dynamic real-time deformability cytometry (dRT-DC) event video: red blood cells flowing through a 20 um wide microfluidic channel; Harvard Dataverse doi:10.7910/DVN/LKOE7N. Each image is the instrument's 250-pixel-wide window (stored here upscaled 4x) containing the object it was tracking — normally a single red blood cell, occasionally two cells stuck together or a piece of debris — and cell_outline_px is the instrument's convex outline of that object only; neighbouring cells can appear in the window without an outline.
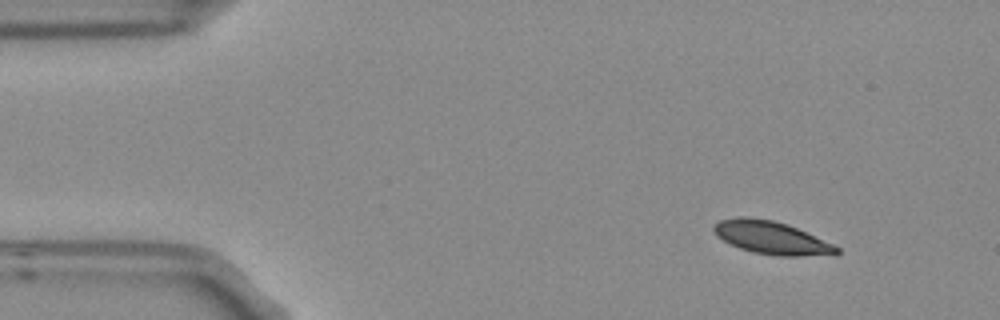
{"species": "Egyptian fruit bat (a non-hibernating species)", "species_latin": "Rousettus aegyptiacus", "temperature_condition": "room temperature", "stored_images_in_passage": 4, "camera_frame_rate_fps": 3000, "um_per_image_px": 0.085, "frame": {"image": 1, "passage_image": 1, "time_ms": 0.0, "image_size_px": [1000, 320], "cell_outline_px": [[840, 252], [836, 256], [780, 256], [752, 252], [740, 248], [716, 236], [712, 228], [712, 224], [720, 220], [736, 216], [748, 216], [772, 220], [788, 224], [832, 244], [840, 248]], "centroid_in_image_um": [65.58, 20.21], "position_along_channel_um": 19.4, "area_um2": 23.81}}
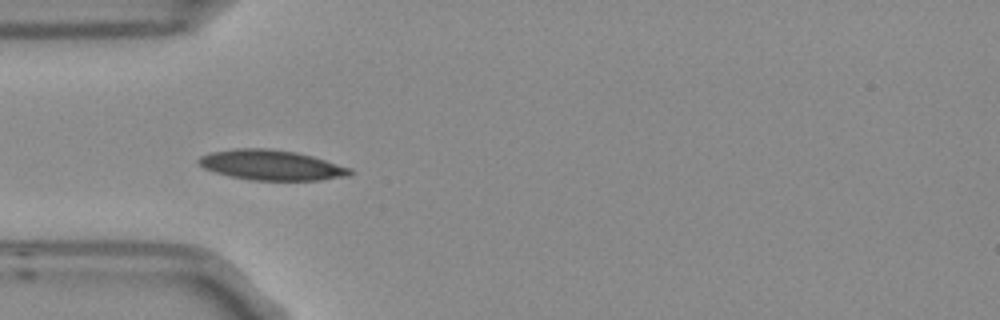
{"frame": {"image": 2, "passage_image": 3, "time_ms": 0.667, "image_size_px": [1000, 320], "cell_outline_px": [[352, 172], [348, 176], [320, 180], [252, 180], [232, 176], [216, 172], [204, 168], [196, 160], [200, 156], [208, 152], [236, 148], [272, 148], [296, 152], [312, 156], [352, 168]], "centroid_in_image_um": [23.06, 14.02], "position_along_channel_um": 61.9, "area_um2": 26.59}}